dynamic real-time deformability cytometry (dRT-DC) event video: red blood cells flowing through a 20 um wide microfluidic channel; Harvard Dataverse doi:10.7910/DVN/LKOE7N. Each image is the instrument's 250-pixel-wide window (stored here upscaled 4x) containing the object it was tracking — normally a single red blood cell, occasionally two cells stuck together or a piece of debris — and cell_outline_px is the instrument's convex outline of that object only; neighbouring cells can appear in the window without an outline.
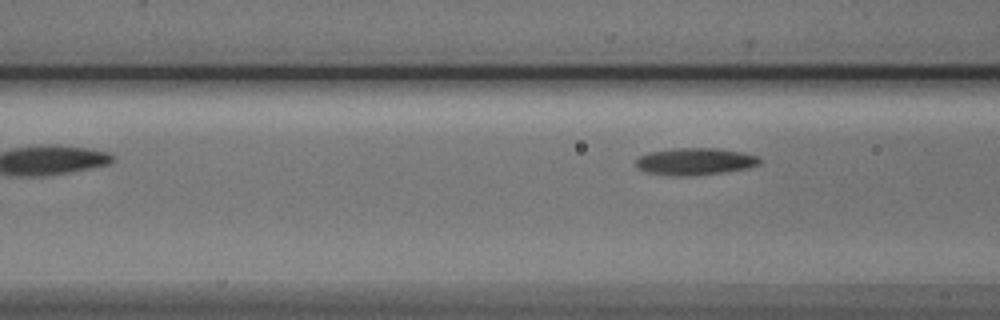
{"species": "Egyptian fruit bat (a non-hibernating species)", "species_latin": "Rousettus aegyptiacus", "temperature_condition": "cold", "stored_images_in_passage": 4, "camera_frame_rate_fps": 3000, "um_per_image_px": 0.085, "animal": {"sex": "male"}, "frame": {"image": 1, "passage_image": 4, "time_ms": 4.333, "image_size_px": [1000, 320], "cell_outline_px": [[760, 164], [748, 168], [724, 172], [688, 176], [676, 176], [648, 172], [636, 168], [636, 160], [640, 156], [648, 152], [672, 148], [720, 148], [744, 152], [760, 156]], "centroid_in_image_um": [59.11, 13.71], "position_along_channel_um": 107.5, "area_um2": 19.71}}